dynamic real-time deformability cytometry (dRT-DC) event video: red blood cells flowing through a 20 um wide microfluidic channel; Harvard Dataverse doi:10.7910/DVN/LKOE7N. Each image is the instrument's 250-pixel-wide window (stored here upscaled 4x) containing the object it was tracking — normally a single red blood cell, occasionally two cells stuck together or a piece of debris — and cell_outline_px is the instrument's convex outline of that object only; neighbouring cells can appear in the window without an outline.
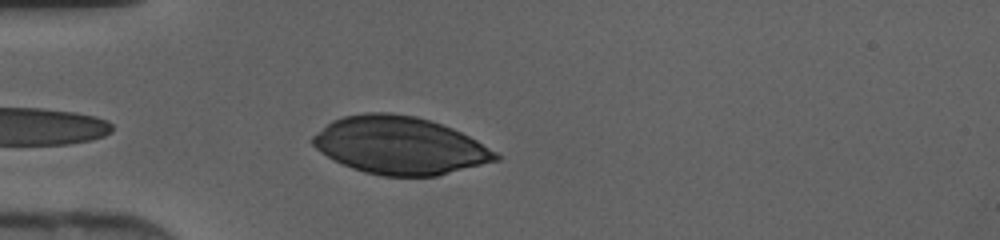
{"species": "human", "species_latin": "Homo sapiens", "temperature_condition": "cold", "stored_images_in_passage": 31, "camera_frame_rate_fps": 3000, "um_per_image_px": 0.085, "donor": {"sex": "female"}, "frame": {"image": 1, "passage_image": 2, "time_ms": 0.333, "image_size_px": [1000, 240], "cell_outline_px": [[500, 160], [436, 176], [384, 176], [364, 172], [352, 168], [320, 152], [312, 144], [312, 136], [332, 120], [344, 116], [364, 112], [388, 112], [416, 116], [452, 128], [476, 140], [496, 152], [500, 156]], "centroid_in_image_um": [33.97, 12.36], "position_along_channel_um": 51.0, "area_um2": 61.04}}
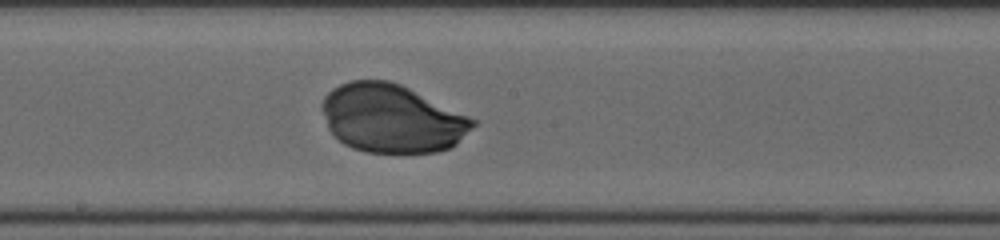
{"frame": {"image": 2, "passage_image": 14, "time_ms": 4.333, "image_size_px": [1000, 240], "cell_outline_px": [[476, 124], [452, 148], [436, 152], [368, 152], [352, 148], [344, 144], [328, 128], [320, 108], [320, 104], [324, 96], [332, 88], [348, 80], [388, 80], [400, 84], [468, 116], [476, 120]], "centroid_in_image_um": [33.27, 10.06], "position_along_channel_um": 214.9, "area_um2": 59.82}}
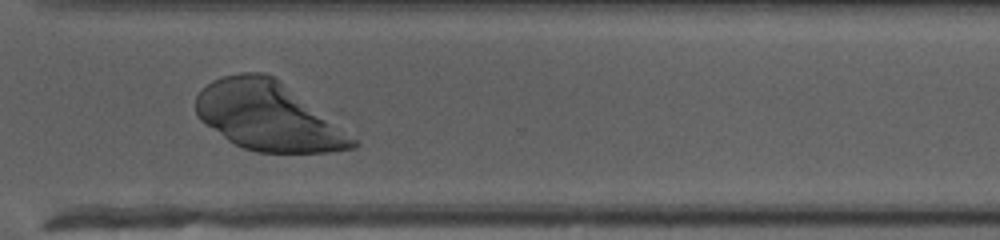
{"frame": {"image": 3, "passage_image": 23, "time_ms": 7.333, "image_size_px": [1000, 240], "cell_outline_px": [[360, 144], [356, 148], [328, 152], [256, 152], [244, 148], [228, 140], [200, 120], [196, 112], [196, 96], [212, 80], [224, 76], [240, 72], [264, 72], [272, 76], [360, 140]], "centroid_in_image_um": [22.8, 9.9], "position_along_channel_um": 347.8, "area_um2": 62.02}}